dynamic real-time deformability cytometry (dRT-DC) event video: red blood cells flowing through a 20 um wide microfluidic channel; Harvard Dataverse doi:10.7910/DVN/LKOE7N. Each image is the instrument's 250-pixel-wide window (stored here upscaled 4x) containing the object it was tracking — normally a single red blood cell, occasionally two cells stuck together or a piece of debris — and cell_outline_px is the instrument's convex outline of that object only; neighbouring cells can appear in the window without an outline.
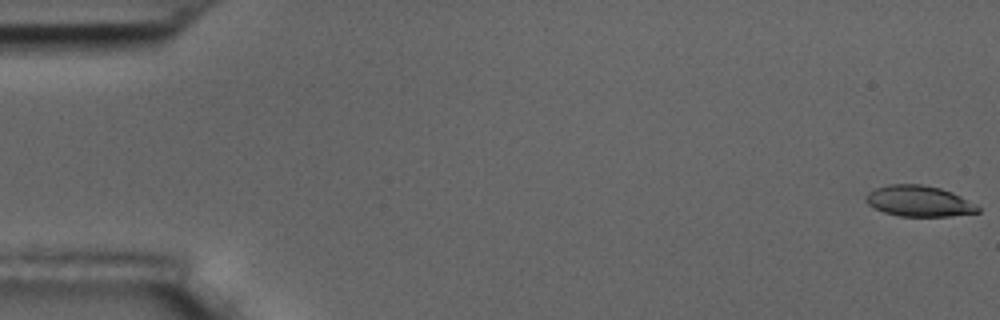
{"species": "common noctule bat (a hibernating species)", "species_latin": "Nyctalus noctula", "temperature_condition": "room temperature", "stored_images_in_passage": 6, "camera_frame_rate_fps": 3000, "um_per_image_px": 0.085, "animal": {"sex": "male", "body_mass_g": 17.5, "forearm_length_mm": 52.3}, "frame": {"image": 1, "passage_image": 1, "time_ms": 0.0, "image_size_px": [1000, 320], "cell_outline_px": [[980, 212], [948, 216], [900, 216], [884, 212], [868, 204], [864, 200], [864, 196], [868, 192], [876, 188], [888, 184], [920, 184], [940, 188], [952, 192], [976, 204], [980, 208]], "centroid_in_image_um": [78.1, 17.09], "position_along_channel_um": 6.9, "area_um2": 20.11}}
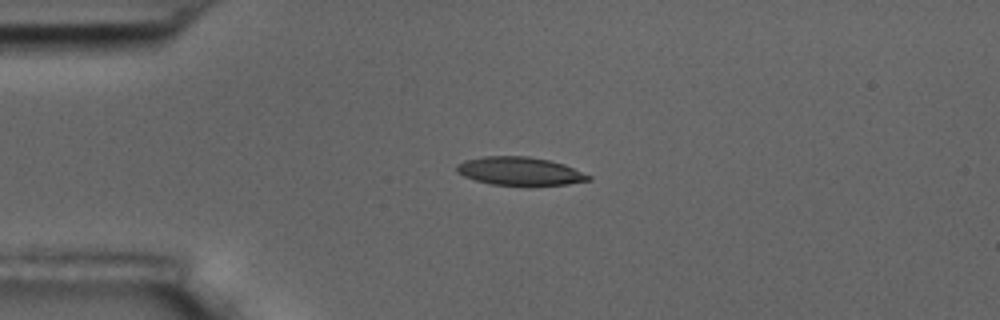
{"frame": {"image": 2, "passage_image": 4, "time_ms": 4.333, "image_size_px": [1000, 320], "cell_outline_px": [[592, 180], [568, 184], [492, 184], [476, 180], [464, 176], [456, 172], [456, 164], [464, 160], [484, 156], [528, 156], [548, 160], [564, 164], [592, 176]], "centroid_in_image_um": [44.17, 14.53], "position_along_channel_um": 40.8, "area_um2": 21.39}}